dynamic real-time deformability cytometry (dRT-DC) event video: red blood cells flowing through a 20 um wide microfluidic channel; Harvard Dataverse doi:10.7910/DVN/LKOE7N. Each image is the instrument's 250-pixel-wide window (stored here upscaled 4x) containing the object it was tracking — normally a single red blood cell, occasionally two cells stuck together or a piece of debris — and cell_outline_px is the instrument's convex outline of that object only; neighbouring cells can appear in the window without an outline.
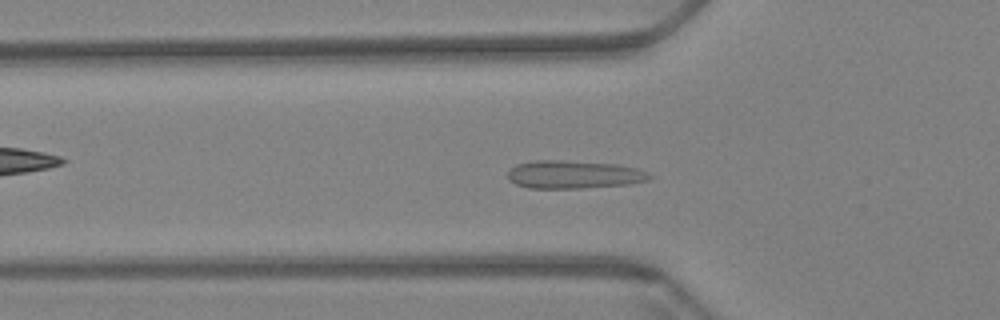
{"species": "Egyptian fruit bat (a non-hibernating species)", "species_latin": "Rousettus aegyptiacus", "temperature_condition": "warm", "stored_images_in_passage": 60, "camera_frame_rate_fps": 3000, "um_per_image_px": 0.085, "animal": {"sex": "female"}, "frame": {"image": 1, "passage_image": 20, "time_ms": 6.333, "image_size_px": [1000, 320], "cell_outline_px": [[652, 176], [648, 180], [628, 184], [580, 188], [528, 188], [516, 184], [508, 180], [508, 172], [516, 164], [532, 160], [560, 160], [616, 164], [636, 168], [648, 172]], "centroid_in_image_um": [48.74, 14.83], "position_along_channel_um": 77.1, "area_um2": 23.12}}
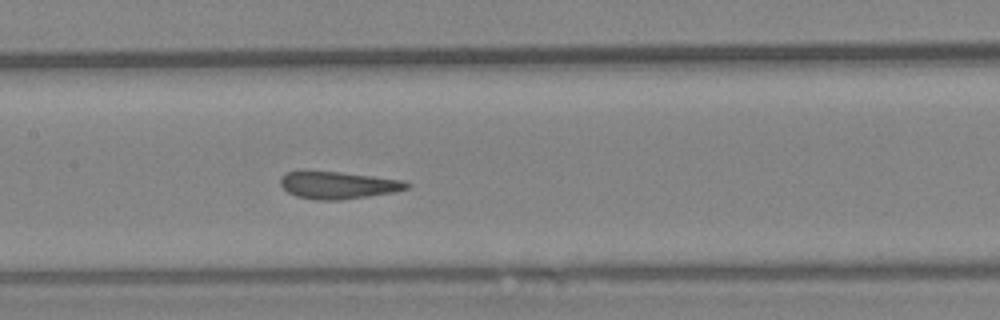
{"frame": {"image": 2, "passage_image": 29, "time_ms": 9.333, "image_size_px": [1000, 320], "cell_outline_px": [[412, 184], [408, 188], [392, 192], [368, 196], [340, 200], [316, 200], [296, 196], [288, 192], [280, 184], [280, 176], [284, 172], [340, 172], [404, 180]], "centroid_in_image_um": [28.74, 15.74], "position_along_channel_um": 178.7, "area_um2": 19.88}}
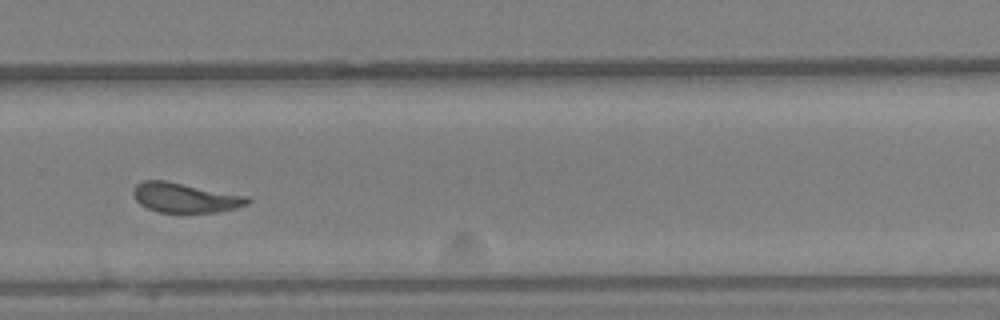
{"frame": {"image": 3, "passage_image": 41, "time_ms": 13.333, "image_size_px": [1000, 320], "cell_outline_px": [[252, 200], [248, 204], [236, 208], [216, 212], [160, 212], [148, 208], [140, 204], [136, 200], [132, 192], [132, 188], [136, 184], [144, 180], [164, 180], [248, 196]], "centroid_in_image_um": [15.73, 16.8], "position_along_channel_um": 314.1, "area_um2": 19.71}}